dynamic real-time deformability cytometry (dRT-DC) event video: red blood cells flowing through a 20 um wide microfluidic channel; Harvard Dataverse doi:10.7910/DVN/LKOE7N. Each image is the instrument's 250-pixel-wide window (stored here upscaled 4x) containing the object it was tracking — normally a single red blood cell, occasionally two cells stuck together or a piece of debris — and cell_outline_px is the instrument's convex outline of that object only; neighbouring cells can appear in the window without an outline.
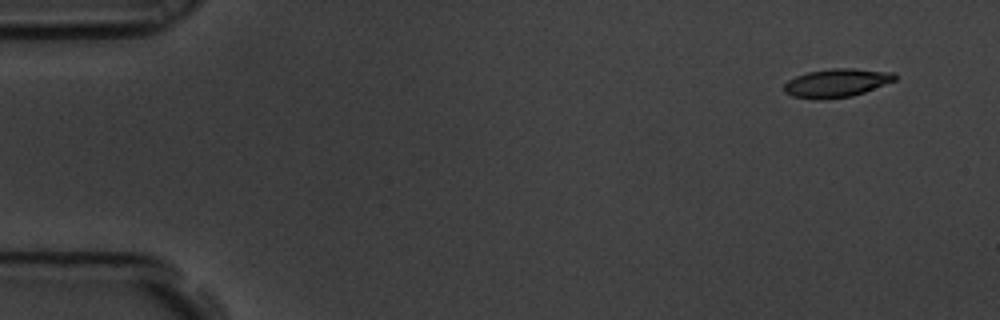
{"species": "common noctule bat (a hibernating species)", "species_latin": "Nyctalus noctula", "temperature_condition": "room temperature", "stored_images_in_passage": 6, "segment_of_instrument_passage": [1, 2], "camera_frame_rate_fps": 3000, "um_per_image_px": 0.085, "animal": {"sex": "male", "body_mass_g": 19.5, "forearm_length_mm": 54.6}, "frame": {"image": 1, "passage_image": 1, "time_ms": 0.0, "image_size_px": [1000, 320], "cell_outline_px": [[896, 80], [864, 92], [852, 96], [824, 100], [820, 100], [792, 96], [784, 92], [784, 84], [788, 80], [796, 76], [808, 72], [832, 68], [852, 68], [896, 72]], "centroid_in_image_um": [71.12, 7.05], "position_along_channel_um": 13.9, "area_um2": 18.5}}
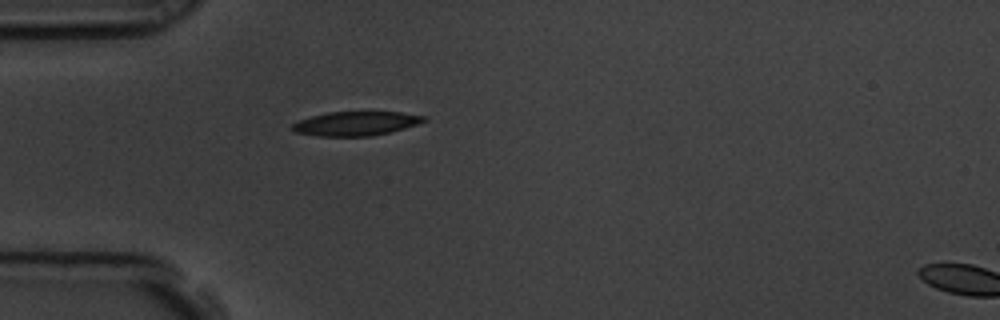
{"frame": {"image": 2, "passage_image": 5, "time_ms": 1.333, "image_size_px": [1000, 320], "cell_outline_px": [[428, 120], [404, 128], [372, 136], [320, 136], [296, 132], [288, 128], [292, 124], [300, 120], [312, 116], [328, 112], [400, 112], [424, 116]], "centroid_in_image_um": [30.22, 10.5], "position_along_channel_um": 54.8, "area_um2": 18.32}}